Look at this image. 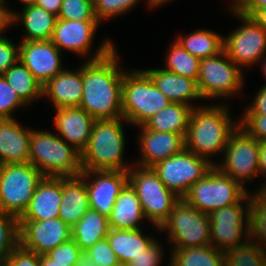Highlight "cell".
<instances>
[{"label": "cell", "mask_w": 266, "mask_h": 266, "mask_svg": "<svg viewBox=\"0 0 266 266\" xmlns=\"http://www.w3.org/2000/svg\"><path fill=\"white\" fill-rule=\"evenodd\" d=\"M29 163L45 177H75L82 172L81 154L49 129L32 127Z\"/></svg>", "instance_id": "4"}, {"label": "cell", "mask_w": 266, "mask_h": 266, "mask_svg": "<svg viewBox=\"0 0 266 266\" xmlns=\"http://www.w3.org/2000/svg\"><path fill=\"white\" fill-rule=\"evenodd\" d=\"M126 125L130 124L124 117L96 119L88 146L81 154L82 170L128 171L134 165V160L124 155L128 145Z\"/></svg>", "instance_id": "3"}, {"label": "cell", "mask_w": 266, "mask_h": 266, "mask_svg": "<svg viewBox=\"0 0 266 266\" xmlns=\"http://www.w3.org/2000/svg\"><path fill=\"white\" fill-rule=\"evenodd\" d=\"M90 209L109 217L120 191L128 183V171L82 170Z\"/></svg>", "instance_id": "16"}, {"label": "cell", "mask_w": 266, "mask_h": 266, "mask_svg": "<svg viewBox=\"0 0 266 266\" xmlns=\"http://www.w3.org/2000/svg\"><path fill=\"white\" fill-rule=\"evenodd\" d=\"M239 126L259 142L266 141V115H239Z\"/></svg>", "instance_id": "44"}, {"label": "cell", "mask_w": 266, "mask_h": 266, "mask_svg": "<svg viewBox=\"0 0 266 266\" xmlns=\"http://www.w3.org/2000/svg\"><path fill=\"white\" fill-rule=\"evenodd\" d=\"M44 177L31 163L0 165V209L19 218Z\"/></svg>", "instance_id": "13"}, {"label": "cell", "mask_w": 266, "mask_h": 266, "mask_svg": "<svg viewBox=\"0 0 266 266\" xmlns=\"http://www.w3.org/2000/svg\"><path fill=\"white\" fill-rule=\"evenodd\" d=\"M72 239L81 251L91 248L96 242L107 237L110 226L108 217L89 209L72 228Z\"/></svg>", "instance_id": "31"}, {"label": "cell", "mask_w": 266, "mask_h": 266, "mask_svg": "<svg viewBox=\"0 0 266 266\" xmlns=\"http://www.w3.org/2000/svg\"><path fill=\"white\" fill-rule=\"evenodd\" d=\"M138 132H137V130ZM138 157H132L134 164L140 167H152L157 162L176 155L185 149V137L181 134L158 132L138 126ZM140 155V156H139Z\"/></svg>", "instance_id": "19"}, {"label": "cell", "mask_w": 266, "mask_h": 266, "mask_svg": "<svg viewBox=\"0 0 266 266\" xmlns=\"http://www.w3.org/2000/svg\"><path fill=\"white\" fill-rule=\"evenodd\" d=\"M108 220L111 229L138 230L151 225L143 213L135 190L129 183L117 196Z\"/></svg>", "instance_id": "27"}, {"label": "cell", "mask_w": 266, "mask_h": 266, "mask_svg": "<svg viewBox=\"0 0 266 266\" xmlns=\"http://www.w3.org/2000/svg\"><path fill=\"white\" fill-rule=\"evenodd\" d=\"M259 149L260 142L238 126L230 135L221 160L214 166L240 183L246 190H250L248 187L252 186V183L256 185L254 188L260 189L264 185L259 182L261 180L258 165ZM257 178L259 184L255 182Z\"/></svg>", "instance_id": "8"}, {"label": "cell", "mask_w": 266, "mask_h": 266, "mask_svg": "<svg viewBox=\"0 0 266 266\" xmlns=\"http://www.w3.org/2000/svg\"><path fill=\"white\" fill-rule=\"evenodd\" d=\"M192 110L190 105L171 102L142 126L148 130L176 133L185 137Z\"/></svg>", "instance_id": "29"}, {"label": "cell", "mask_w": 266, "mask_h": 266, "mask_svg": "<svg viewBox=\"0 0 266 266\" xmlns=\"http://www.w3.org/2000/svg\"><path fill=\"white\" fill-rule=\"evenodd\" d=\"M12 37H0V75L19 60V41Z\"/></svg>", "instance_id": "45"}, {"label": "cell", "mask_w": 266, "mask_h": 266, "mask_svg": "<svg viewBox=\"0 0 266 266\" xmlns=\"http://www.w3.org/2000/svg\"><path fill=\"white\" fill-rule=\"evenodd\" d=\"M81 249L76 242L71 238L70 240L50 250L46 255L56 263L63 266H75Z\"/></svg>", "instance_id": "42"}, {"label": "cell", "mask_w": 266, "mask_h": 266, "mask_svg": "<svg viewBox=\"0 0 266 266\" xmlns=\"http://www.w3.org/2000/svg\"><path fill=\"white\" fill-rule=\"evenodd\" d=\"M156 238L157 239H155L149 246H147L141 254L128 262L126 266H161L162 263H165L166 259L167 262L165 264H167V266H170V248L168 244L164 246L165 243H163V241H160L164 240L163 237ZM166 250H168V254L165 252ZM166 254L168 255L167 258H165Z\"/></svg>", "instance_id": "39"}, {"label": "cell", "mask_w": 266, "mask_h": 266, "mask_svg": "<svg viewBox=\"0 0 266 266\" xmlns=\"http://www.w3.org/2000/svg\"><path fill=\"white\" fill-rule=\"evenodd\" d=\"M75 266H98L87 251H81Z\"/></svg>", "instance_id": "52"}, {"label": "cell", "mask_w": 266, "mask_h": 266, "mask_svg": "<svg viewBox=\"0 0 266 266\" xmlns=\"http://www.w3.org/2000/svg\"><path fill=\"white\" fill-rule=\"evenodd\" d=\"M211 245L226 251L249 240V193L237 204L209 215Z\"/></svg>", "instance_id": "14"}, {"label": "cell", "mask_w": 266, "mask_h": 266, "mask_svg": "<svg viewBox=\"0 0 266 266\" xmlns=\"http://www.w3.org/2000/svg\"><path fill=\"white\" fill-rule=\"evenodd\" d=\"M175 40L190 54L202 60L218 55L224 48V36L216 30L195 28L188 34L175 35Z\"/></svg>", "instance_id": "30"}, {"label": "cell", "mask_w": 266, "mask_h": 266, "mask_svg": "<svg viewBox=\"0 0 266 266\" xmlns=\"http://www.w3.org/2000/svg\"><path fill=\"white\" fill-rule=\"evenodd\" d=\"M212 167L207 159L197 156L186 148L152 166L164 185L181 199Z\"/></svg>", "instance_id": "15"}, {"label": "cell", "mask_w": 266, "mask_h": 266, "mask_svg": "<svg viewBox=\"0 0 266 266\" xmlns=\"http://www.w3.org/2000/svg\"><path fill=\"white\" fill-rule=\"evenodd\" d=\"M53 110L55 114L52 117L55 127L53 131L82 154L88 146L96 119L80 107H62Z\"/></svg>", "instance_id": "20"}, {"label": "cell", "mask_w": 266, "mask_h": 266, "mask_svg": "<svg viewBox=\"0 0 266 266\" xmlns=\"http://www.w3.org/2000/svg\"><path fill=\"white\" fill-rule=\"evenodd\" d=\"M3 76L29 108H32L36 101L39 102L38 99L42 100V86L20 60L10 66L3 73Z\"/></svg>", "instance_id": "32"}, {"label": "cell", "mask_w": 266, "mask_h": 266, "mask_svg": "<svg viewBox=\"0 0 266 266\" xmlns=\"http://www.w3.org/2000/svg\"><path fill=\"white\" fill-rule=\"evenodd\" d=\"M246 76L223 50L218 55L200 61L197 80L199 94L204 102L210 100L209 103H230L229 100L247 97L249 94L244 96L242 91L244 84H247Z\"/></svg>", "instance_id": "5"}, {"label": "cell", "mask_w": 266, "mask_h": 266, "mask_svg": "<svg viewBox=\"0 0 266 266\" xmlns=\"http://www.w3.org/2000/svg\"><path fill=\"white\" fill-rule=\"evenodd\" d=\"M253 187L249 191V240L266 249V186Z\"/></svg>", "instance_id": "34"}, {"label": "cell", "mask_w": 266, "mask_h": 266, "mask_svg": "<svg viewBox=\"0 0 266 266\" xmlns=\"http://www.w3.org/2000/svg\"><path fill=\"white\" fill-rule=\"evenodd\" d=\"M258 66H259L260 68H258ZM255 67L259 69L258 71L261 72L262 77H264V78H262V79H265V81H266V56H265L263 59H261V60L257 63V65H256ZM260 70H261V71H260ZM263 84H266V82L263 83Z\"/></svg>", "instance_id": "55"}, {"label": "cell", "mask_w": 266, "mask_h": 266, "mask_svg": "<svg viewBox=\"0 0 266 266\" xmlns=\"http://www.w3.org/2000/svg\"><path fill=\"white\" fill-rule=\"evenodd\" d=\"M19 245L18 218L0 209V260L6 259Z\"/></svg>", "instance_id": "38"}, {"label": "cell", "mask_w": 266, "mask_h": 266, "mask_svg": "<svg viewBox=\"0 0 266 266\" xmlns=\"http://www.w3.org/2000/svg\"><path fill=\"white\" fill-rule=\"evenodd\" d=\"M20 2L21 7L28 6V5H33L36 4L37 0H18Z\"/></svg>", "instance_id": "56"}, {"label": "cell", "mask_w": 266, "mask_h": 266, "mask_svg": "<svg viewBox=\"0 0 266 266\" xmlns=\"http://www.w3.org/2000/svg\"><path fill=\"white\" fill-rule=\"evenodd\" d=\"M128 183L135 190L143 213L151 225L160 227L181 199L164 185L152 167L134 164L128 170Z\"/></svg>", "instance_id": "10"}, {"label": "cell", "mask_w": 266, "mask_h": 266, "mask_svg": "<svg viewBox=\"0 0 266 266\" xmlns=\"http://www.w3.org/2000/svg\"><path fill=\"white\" fill-rule=\"evenodd\" d=\"M29 108L6 82L3 75H0V119L17 118L16 113L20 109Z\"/></svg>", "instance_id": "41"}, {"label": "cell", "mask_w": 266, "mask_h": 266, "mask_svg": "<svg viewBox=\"0 0 266 266\" xmlns=\"http://www.w3.org/2000/svg\"><path fill=\"white\" fill-rule=\"evenodd\" d=\"M249 193L240 183L213 166L182 198L188 205L210 215L222 207L239 203Z\"/></svg>", "instance_id": "11"}, {"label": "cell", "mask_w": 266, "mask_h": 266, "mask_svg": "<svg viewBox=\"0 0 266 266\" xmlns=\"http://www.w3.org/2000/svg\"><path fill=\"white\" fill-rule=\"evenodd\" d=\"M240 2V0H231V3L227 4L228 6L225 8L226 9H234L235 6Z\"/></svg>", "instance_id": "57"}, {"label": "cell", "mask_w": 266, "mask_h": 266, "mask_svg": "<svg viewBox=\"0 0 266 266\" xmlns=\"http://www.w3.org/2000/svg\"><path fill=\"white\" fill-rule=\"evenodd\" d=\"M64 57L51 40L19 41V60L42 87L66 67Z\"/></svg>", "instance_id": "17"}, {"label": "cell", "mask_w": 266, "mask_h": 266, "mask_svg": "<svg viewBox=\"0 0 266 266\" xmlns=\"http://www.w3.org/2000/svg\"><path fill=\"white\" fill-rule=\"evenodd\" d=\"M79 65L65 67L42 87V100H49L53 109L79 107L83 92L82 64Z\"/></svg>", "instance_id": "21"}, {"label": "cell", "mask_w": 266, "mask_h": 266, "mask_svg": "<svg viewBox=\"0 0 266 266\" xmlns=\"http://www.w3.org/2000/svg\"><path fill=\"white\" fill-rule=\"evenodd\" d=\"M228 15L239 21V26L224 35L226 55L245 73L254 68L266 56V31L250 16L238 13L234 9H225Z\"/></svg>", "instance_id": "12"}, {"label": "cell", "mask_w": 266, "mask_h": 266, "mask_svg": "<svg viewBox=\"0 0 266 266\" xmlns=\"http://www.w3.org/2000/svg\"><path fill=\"white\" fill-rule=\"evenodd\" d=\"M40 266H63L51 260L46 254L40 255Z\"/></svg>", "instance_id": "54"}, {"label": "cell", "mask_w": 266, "mask_h": 266, "mask_svg": "<svg viewBox=\"0 0 266 266\" xmlns=\"http://www.w3.org/2000/svg\"><path fill=\"white\" fill-rule=\"evenodd\" d=\"M141 1L146 6L145 9L148 8L149 10L147 0H93L94 12L97 20L104 25L106 21L107 24L108 21H114L117 17L120 18L132 10L134 11Z\"/></svg>", "instance_id": "37"}, {"label": "cell", "mask_w": 266, "mask_h": 266, "mask_svg": "<svg viewBox=\"0 0 266 266\" xmlns=\"http://www.w3.org/2000/svg\"><path fill=\"white\" fill-rule=\"evenodd\" d=\"M72 238V230L61 218L19 221L20 245L38 255L47 254Z\"/></svg>", "instance_id": "18"}, {"label": "cell", "mask_w": 266, "mask_h": 266, "mask_svg": "<svg viewBox=\"0 0 266 266\" xmlns=\"http://www.w3.org/2000/svg\"><path fill=\"white\" fill-rule=\"evenodd\" d=\"M166 51L162 68L197 82L201 60L185 50L175 39L169 42Z\"/></svg>", "instance_id": "35"}, {"label": "cell", "mask_w": 266, "mask_h": 266, "mask_svg": "<svg viewBox=\"0 0 266 266\" xmlns=\"http://www.w3.org/2000/svg\"><path fill=\"white\" fill-rule=\"evenodd\" d=\"M63 0H37L36 5L58 16Z\"/></svg>", "instance_id": "51"}, {"label": "cell", "mask_w": 266, "mask_h": 266, "mask_svg": "<svg viewBox=\"0 0 266 266\" xmlns=\"http://www.w3.org/2000/svg\"><path fill=\"white\" fill-rule=\"evenodd\" d=\"M224 253L225 266H266V249L250 240Z\"/></svg>", "instance_id": "36"}, {"label": "cell", "mask_w": 266, "mask_h": 266, "mask_svg": "<svg viewBox=\"0 0 266 266\" xmlns=\"http://www.w3.org/2000/svg\"><path fill=\"white\" fill-rule=\"evenodd\" d=\"M62 177H44L18 221H44L59 217Z\"/></svg>", "instance_id": "24"}, {"label": "cell", "mask_w": 266, "mask_h": 266, "mask_svg": "<svg viewBox=\"0 0 266 266\" xmlns=\"http://www.w3.org/2000/svg\"><path fill=\"white\" fill-rule=\"evenodd\" d=\"M10 0H0V37L8 35L7 33L12 29V13L13 8L10 7Z\"/></svg>", "instance_id": "48"}, {"label": "cell", "mask_w": 266, "mask_h": 266, "mask_svg": "<svg viewBox=\"0 0 266 266\" xmlns=\"http://www.w3.org/2000/svg\"><path fill=\"white\" fill-rule=\"evenodd\" d=\"M142 70L171 102L190 105L193 108L204 105L194 79L180 76L162 67H149Z\"/></svg>", "instance_id": "23"}, {"label": "cell", "mask_w": 266, "mask_h": 266, "mask_svg": "<svg viewBox=\"0 0 266 266\" xmlns=\"http://www.w3.org/2000/svg\"><path fill=\"white\" fill-rule=\"evenodd\" d=\"M0 266H40V255L19 245L6 259L0 260Z\"/></svg>", "instance_id": "46"}, {"label": "cell", "mask_w": 266, "mask_h": 266, "mask_svg": "<svg viewBox=\"0 0 266 266\" xmlns=\"http://www.w3.org/2000/svg\"><path fill=\"white\" fill-rule=\"evenodd\" d=\"M57 17L74 21H98L93 0H63Z\"/></svg>", "instance_id": "40"}, {"label": "cell", "mask_w": 266, "mask_h": 266, "mask_svg": "<svg viewBox=\"0 0 266 266\" xmlns=\"http://www.w3.org/2000/svg\"><path fill=\"white\" fill-rule=\"evenodd\" d=\"M250 104L243 107L238 115H266V84H261L255 93L251 94Z\"/></svg>", "instance_id": "47"}, {"label": "cell", "mask_w": 266, "mask_h": 266, "mask_svg": "<svg viewBox=\"0 0 266 266\" xmlns=\"http://www.w3.org/2000/svg\"><path fill=\"white\" fill-rule=\"evenodd\" d=\"M99 21L67 20L57 18L51 42L62 52L75 54L83 61L104 57L116 47L113 38L102 37L94 46L97 32L102 24ZM99 29V30H98ZM94 47H97L96 49ZM94 48V51H93Z\"/></svg>", "instance_id": "7"}, {"label": "cell", "mask_w": 266, "mask_h": 266, "mask_svg": "<svg viewBox=\"0 0 266 266\" xmlns=\"http://www.w3.org/2000/svg\"><path fill=\"white\" fill-rule=\"evenodd\" d=\"M116 46L107 55L82 62V98L79 107L95 119H119L125 72ZM124 67V68H123Z\"/></svg>", "instance_id": "1"}, {"label": "cell", "mask_w": 266, "mask_h": 266, "mask_svg": "<svg viewBox=\"0 0 266 266\" xmlns=\"http://www.w3.org/2000/svg\"><path fill=\"white\" fill-rule=\"evenodd\" d=\"M170 266H225V253L212 245L170 248Z\"/></svg>", "instance_id": "33"}, {"label": "cell", "mask_w": 266, "mask_h": 266, "mask_svg": "<svg viewBox=\"0 0 266 266\" xmlns=\"http://www.w3.org/2000/svg\"><path fill=\"white\" fill-rule=\"evenodd\" d=\"M146 229L148 230V233H146ZM151 229L153 234L150 232ZM155 233H157V235L160 234L159 227L155 225H151L149 228H141L138 230L110 228L109 234L107 235V240L110 247L117 255L121 266H126L128 262L141 254L142 251H144L146 247L156 239Z\"/></svg>", "instance_id": "26"}, {"label": "cell", "mask_w": 266, "mask_h": 266, "mask_svg": "<svg viewBox=\"0 0 266 266\" xmlns=\"http://www.w3.org/2000/svg\"><path fill=\"white\" fill-rule=\"evenodd\" d=\"M98 266H121L117 255L110 247L107 237L86 250Z\"/></svg>", "instance_id": "43"}, {"label": "cell", "mask_w": 266, "mask_h": 266, "mask_svg": "<svg viewBox=\"0 0 266 266\" xmlns=\"http://www.w3.org/2000/svg\"><path fill=\"white\" fill-rule=\"evenodd\" d=\"M57 18L36 4L28 5L18 11L13 10L12 29L22 27L23 32L18 41L51 40Z\"/></svg>", "instance_id": "25"}, {"label": "cell", "mask_w": 266, "mask_h": 266, "mask_svg": "<svg viewBox=\"0 0 266 266\" xmlns=\"http://www.w3.org/2000/svg\"><path fill=\"white\" fill-rule=\"evenodd\" d=\"M89 209L84 179L80 175L62 177V200L59 207V218L72 228Z\"/></svg>", "instance_id": "28"}, {"label": "cell", "mask_w": 266, "mask_h": 266, "mask_svg": "<svg viewBox=\"0 0 266 266\" xmlns=\"http://www.w3.org/2000/svg\"><path fill=\"white\" fill-rule=\"evenodd\" d=\"M149 4V11L161 9L162 7L166 6L167 4L177 1V0H147Z\"/></svg>", "instance_id": "53"}, {"label": "cell", "mask_w": 266, "mask_h": 266, "mask_svg": "<svg viewBox=\"0 0 266 266\" xmlns=\"http://www.w3.org/2000/svg\"><path fill=\"white\" fill-rule=\"evenodd\" d=\"M169 248H189L211 245L209 215L188 205L183 199L173 207L159 227ZM166 232V233H165Z\"/></svg>", "instance_id": "9"}, {"label": "cell", "mask_w": 266, "mask_h": 266, "mask_svg": "<svg viewBox=\"0 0 266 266\" xmlns=\"http://www.w3.org/2000/svg\"><path fill=\"white\" fill-rule=\"evenodd\" d=\"M266 7V0H240L234 10L245 16H250L255 10Z\"/></svg>", "instance_id": "49"}, {"label": "cell", "mask_w": 266, "mask_h": 266, "mask_svg": "<svg viewBox=\"0 0 266 266\" xmlns=\"http://www.w3.org/2000/svg\"><path fill=\"white\" fill-rule=\"evenodd\" d=\"M205 103L192 110L185 148L214 166L221 159L230 135L238 128L239 119L231 112V103Z\"/></svg>", "instance_id": "2"}, {"label": "cell", "mask_w": 266, "mask_h": 266, "mask_svg": "<svg viewBox=\"0 0 266 266\" xmlns=\"http://www.w3.org/2000/svg\"><path fill=\"white\" fill-rule=\"evenodd\" d=\"M259 176L261 179L260 182L266 186V141L260 142L259 149Z\"/></svg>", "instance_id": "50"}, {"label": "cell", "mask_w": 266, "mask_h": 266, "mask_svg": "<svg viewBox=\"0 0 266 266\" xmlns=\"http://www.w3.org/2000/svg\"><path fill=\"white\" fill-rule=\"evenodd\" d=\"M170 103L142 69L129 68L125 72L122 83V112L133 130Z\"/></svg>", "instance_id": "6"}, {"label": "cell", "mask_w": 266, "mask_h": 266, "mask_svg": "<svg viewBox=\"0 0 266 266\" xmlns=\"http://www.w3.org/2000/svg\"><path fill=\"white\" fill-rule=\"evenodd\" d=\"M32 127L19 119H0V165L29 163Z\"/></svg>", "instance_id": "22"}]
</instances>
